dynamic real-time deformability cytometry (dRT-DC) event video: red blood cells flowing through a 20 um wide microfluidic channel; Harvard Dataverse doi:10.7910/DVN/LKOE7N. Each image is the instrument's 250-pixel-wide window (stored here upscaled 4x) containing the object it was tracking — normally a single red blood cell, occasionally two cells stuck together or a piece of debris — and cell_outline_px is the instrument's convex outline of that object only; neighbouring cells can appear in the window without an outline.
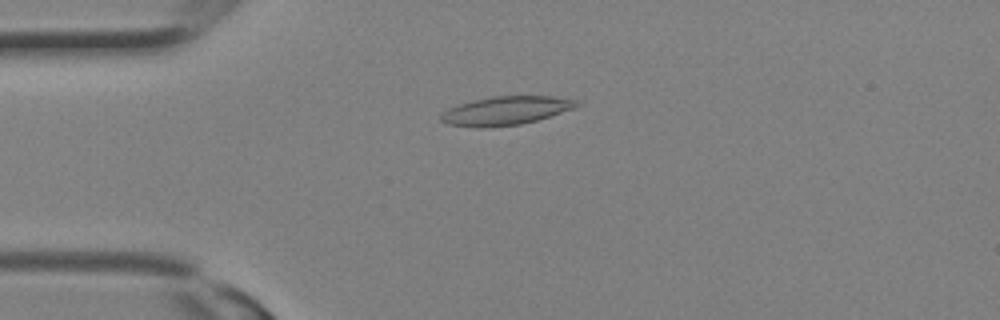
{"species": "Egyptian fruit bat (a non-hibernating species)", "species_latin": "Rousettus aegyptiacus", "temperature_condition": "room temperature", "stored_images_in_passage": 12, "camera_frame_rate_fps": 3000, "um_per_image_px": 0.085, "animal": {"sex": "female"}, "frame": {"image": 1, "passage_image": 7, "time_ms": 2.0, "image_size_px": [1000, 320], "cell_outline_px": [[580, 104], [576, 108], [536, 120], [520, 124], [488, 128], [476, 128], [448, 124], [440, 120], [440, 116], [448, 108], [460, 104], [492, 96], [552, 96], [576, 100]], "centroid_in_image_um": [42.99, 9.42], "position_along_channel_um": 42.0, "area_um2": 22.54}}
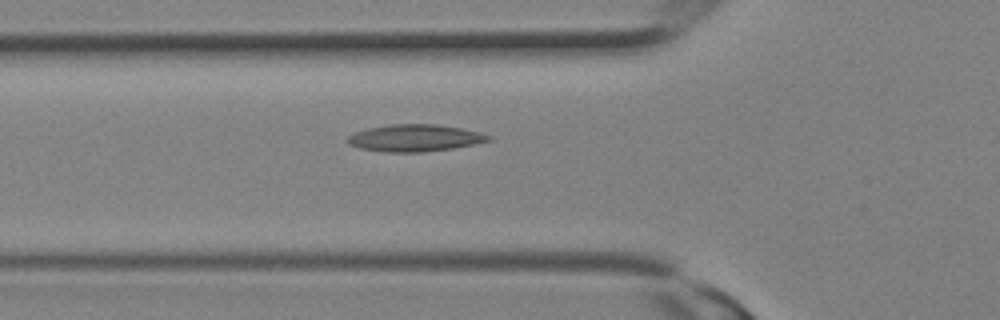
{"frame": {"image": 2, "passage_image": 10, "time_ms": 3.0, "image_size_px": [1000, 320], "cell_outline_px": [[492, 140], [456, 148], [424, 152], [388, 152], [360, 148], [348, 144], [344, 140], [352, 132], [368, 128], [392, 124], [436, 124], [460, 128], [480, 132], [492, 136]], "centroid_in_image_um": [35.25, 11.73], "position_along_channel_um": 90.6, "area_um2": 22.37}}
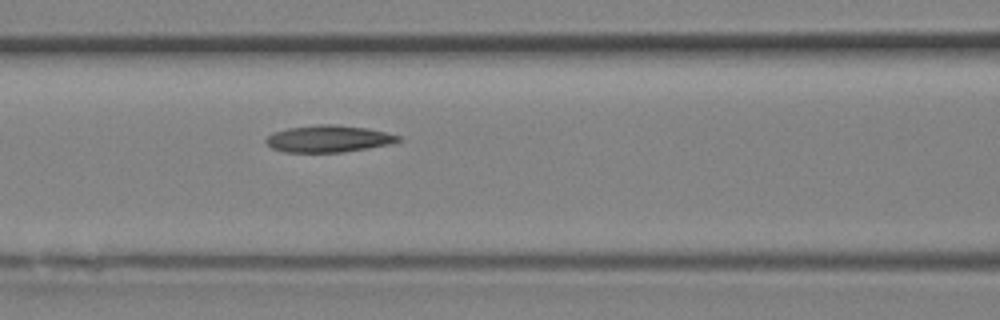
{"frame": {"image": 3, "passage_image": 12, "time_ms": 3.667, "image_size_px": [1000, 320], "cell_outline_px": [[404, 140], [388, 144], [368, 148], [344, 152], [284, 152], [272, 148], [264, 140], [272, 132], [288, 128], [320, 124], [336, 124], [368, 128], [400, 136]], "centroid_in_image_um": [27.92, 11.79], "position_along_channel_um": 138.7, "area_um2": 20.75}}